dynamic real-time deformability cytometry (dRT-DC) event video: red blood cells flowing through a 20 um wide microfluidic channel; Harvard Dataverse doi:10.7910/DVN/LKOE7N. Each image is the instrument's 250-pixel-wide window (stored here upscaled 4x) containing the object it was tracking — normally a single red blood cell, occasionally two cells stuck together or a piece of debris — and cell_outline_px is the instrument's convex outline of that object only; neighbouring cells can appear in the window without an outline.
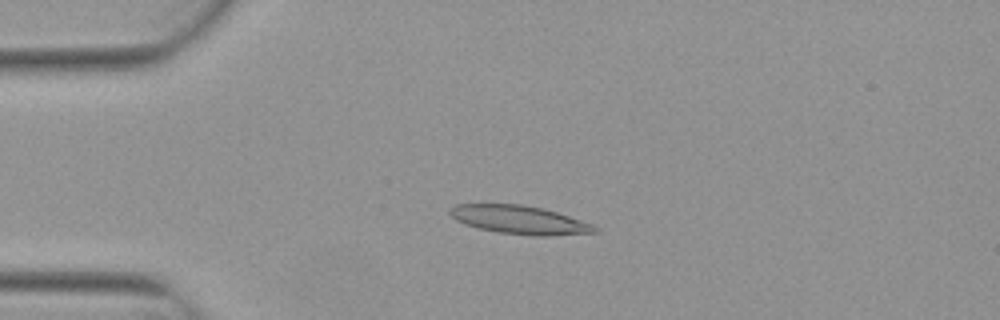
{"species": "Egyptian fruit bat (a non-hibernating species)", "species_latin": "Rousettus aegyptiacus", "temperature_condition": "warm", "stored_images_in_passage": 3, "camera_frame_rate_fps": 3000, "um_per_image_px": 0.085, "animal": {"sex": "female"}, "frame": {"image": 1, "passage_image": 3, "time_ms": 0.667, "image_size_px": [1000, 320], "cell_outline_px": [[600, 232], [552, 236], [536, 236], [500, 232], [480, 228], [464, 224], [456, 220], [448, 212], [456, 204], [524, 204], [544, 208], [592, 224], [600, 228]], "centroid_in_image_um": [44.21, 18.69], "position_along_channel_um": 40.8, "area_um2": 23.99}}